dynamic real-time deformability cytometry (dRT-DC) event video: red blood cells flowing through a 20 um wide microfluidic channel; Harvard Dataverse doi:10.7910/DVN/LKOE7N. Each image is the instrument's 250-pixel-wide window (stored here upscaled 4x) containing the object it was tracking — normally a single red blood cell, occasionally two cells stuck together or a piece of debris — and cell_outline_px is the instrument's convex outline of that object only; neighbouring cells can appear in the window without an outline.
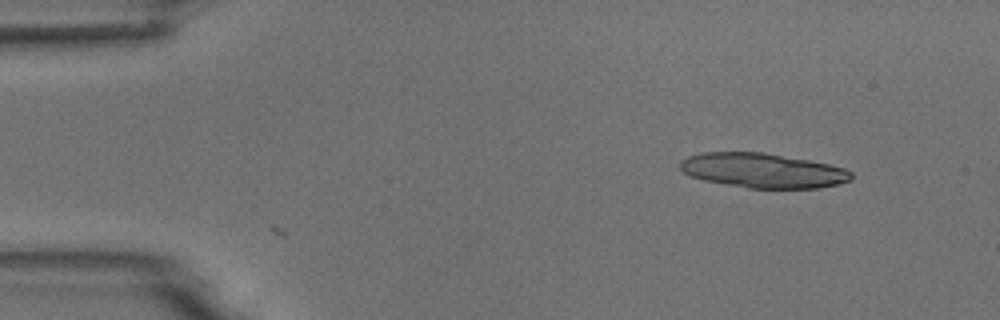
{"species": "common noctule bat (a hibernating species)", "species_latin": "Nyctalus noctula", "temperature_condition": "room temperature", "stored_images_in_passage": 4, "camera_frame_rate_fps": 3000, "um_per_image_px": 0.085, "animal": {"sex": "male", "body_mass_g": 18.8}, "frame": {"image": 1, "passage_image": 1, "time_ms": 0.0, "image_size_px": [1000, 320], "cell_outline_px": [[852, 180], [820, 188], [748, 188], [704, 180], [692, 176], [684, 172], [680, 168], [680, 160], [688, 156], [704, 152], [764, 152], [808, 160], [828, 164], [844, 168], [852, 172]], "centroid_in_image_um": [64.84, 14.49], "position_along_channel_um": 20.2, "area_um2": 34.39}}